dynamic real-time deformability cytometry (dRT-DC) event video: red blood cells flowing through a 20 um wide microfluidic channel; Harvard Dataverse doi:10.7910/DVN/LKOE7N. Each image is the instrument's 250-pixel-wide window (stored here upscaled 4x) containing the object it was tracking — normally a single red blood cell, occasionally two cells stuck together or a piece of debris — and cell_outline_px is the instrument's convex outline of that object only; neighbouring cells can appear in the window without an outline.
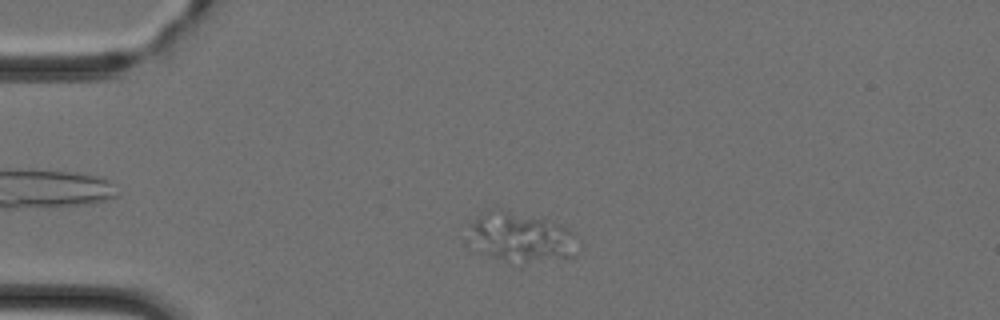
{"species": "Egyptian fruit bat (a non-hibernating species)", "species_latin": "Rousettus aegyptiacus", "temperature_condition": "cold", "stored_images_in_passage": 42, "camera_frame_rate_fps": 3000, "um_per_image_px": 0.085, "animal": {"sex": "female"}, "frame": {"image": 1, "passage_image": 6, "time_ms": 1.667, "image_size_px": [1000, 320], "cell_outline_px": [[576, 256], [508, 264], [476, 252], [464, 240], [468, 224], [472, 220], [492, 208], [500, 208], [544, 220], [568, 228], [572, 232]], "centroid_in_image_um": [44.05, 20.19], "position_along_channel_um": 40.9, "area_um2": 32.08}}
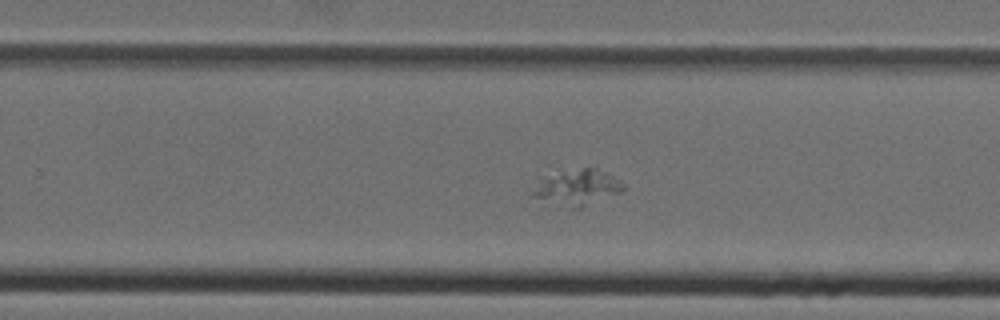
{"frame": {"image": 2, "passage_image": 25, "time_ms": 8.0, "image_size_px": [1000, 320], "cell_outline_px": [[624, 188], [620, 192], [580, 208], [576, 208], [528, 196], [540, 176], [584, 168], [596, 168], [612, 176], [624, 184]], "centroid_in_image_um": [48.99, 15.92], "position_along_channel_um": 280.8, "area_um2": 18.5}}
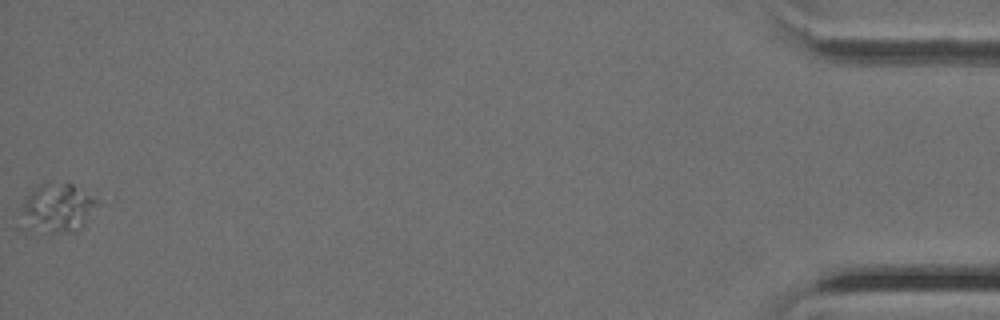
{"frame": {"image": 3, "passage_image": 42, "time_ms": 13.667, "image_size_px": [1000, 320], "cell_outline_px": [[100, 204], [84, 224], [76, 232], [52, 232], [24, 228], [24, 204], [28, 192], [36, 188], [64, 184], [72, 184], [100, 200]], "centroid_in_image_um": [4.97, 17.72], "position_along_channel_um": 430.2, "area_um2": 20.87}}